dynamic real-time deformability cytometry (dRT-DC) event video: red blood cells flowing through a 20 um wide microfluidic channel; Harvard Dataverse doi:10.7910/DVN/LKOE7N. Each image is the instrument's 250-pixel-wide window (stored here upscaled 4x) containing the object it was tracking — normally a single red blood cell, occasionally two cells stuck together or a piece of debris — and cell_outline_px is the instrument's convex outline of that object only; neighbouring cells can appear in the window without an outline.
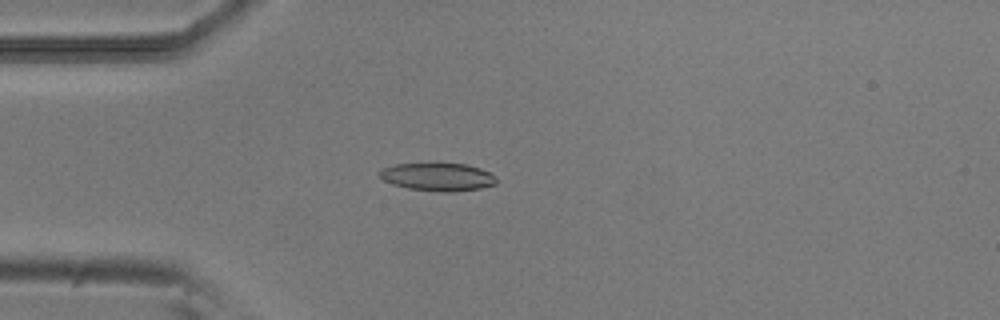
{"species": "common noctule bat (a hibernating species)", "species_latin": "Nyctalus noctula", "temperature_condition": "room temperature", "stored_images_in_passage": 49, "camera_frame_rate_fps": 3000, "um_per_image_px": 0.085, "animal": {"sex": "male", "body_mass_g": 20.5, "forearm_length_mm": 52.5}, "frame": {"image": 1, "passage_image": 10, "time_ms": 3.0, "image_size_px": [1000, 320], "cell_outline_px": [[496, 184], [480, 188], [452, 192], [444, 192], [408, 188], [392, 184], [384, 180], [376, 172], [384, 168], [396, 164], [464, 164], [480, 168], [496, 176]], "centroid_in_image_um": [37.21, 15.04], "position_along_channel_um": 47.8, "area_um2": 18.79}}
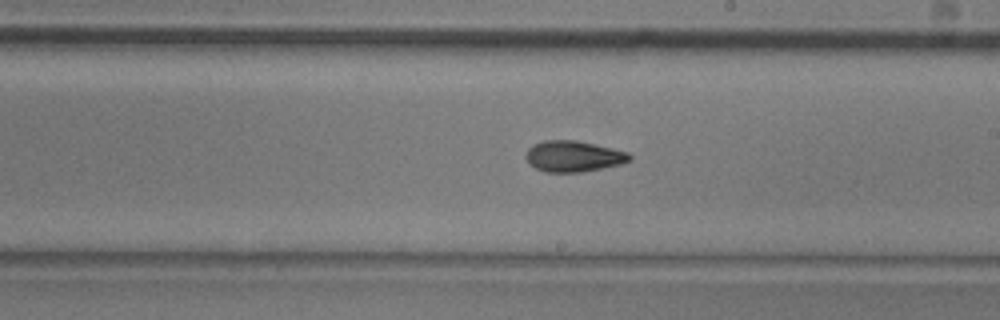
{"frame": {"image": 2, "passage_image": 26, "time_ms": 8.333, "image_size_px": [1000, 320], "cell_outline_px": [[632, 160], [620, 164], [604, 168], [580, 172], [544, 172], [528, 164], [524, 156], [524, 152], [532, 144], [544, 140], [576, 140], [612, 148], [628, 152], [632, 156]], "centroid_in_image_um": [48.7, 13.28], "position_along_channel_um": 240.3, "area_um2": 19.02}}
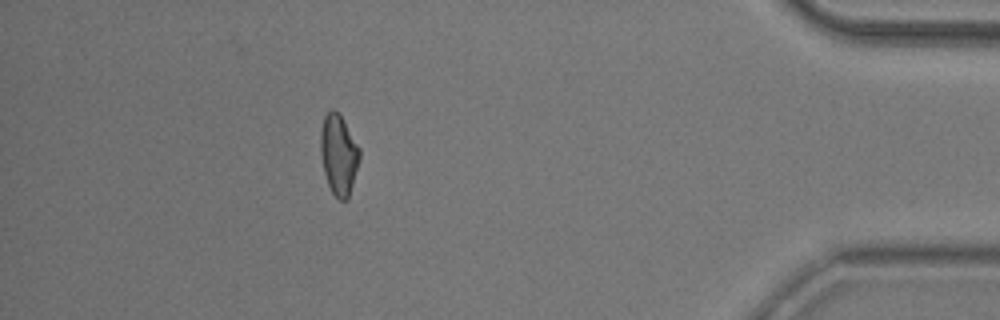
{"frame": {"image": 3, "passage_image": 43, "time_ms": 14.0, "image_size_px": [1000, 320], "cell_outline_px": [[360, 156], [352, 184], [348, 196], [344, 200], [340, 200], [332, 192], [328, 184], [324, 172], [320, 156], [320, 132], [324, 116], [332, 108], [340, 112], [360, 148]], "centroid_in_image_um": [28.77, 13.07], "position_along_channel_um": 406.4, "area_um2": 18.26}, "authors_computed_cell_mechanics": {"area_um2": 18.4382, "velocity_mm_per_s": 3.8305, "shape_relaxation_time_tau1_ms": 9.8589, "shape_relaxation_time_tau2_ms": 4.1417, "deformation_change_tau1": 0.2406, "deformation_change_tau2": 0.1142}}